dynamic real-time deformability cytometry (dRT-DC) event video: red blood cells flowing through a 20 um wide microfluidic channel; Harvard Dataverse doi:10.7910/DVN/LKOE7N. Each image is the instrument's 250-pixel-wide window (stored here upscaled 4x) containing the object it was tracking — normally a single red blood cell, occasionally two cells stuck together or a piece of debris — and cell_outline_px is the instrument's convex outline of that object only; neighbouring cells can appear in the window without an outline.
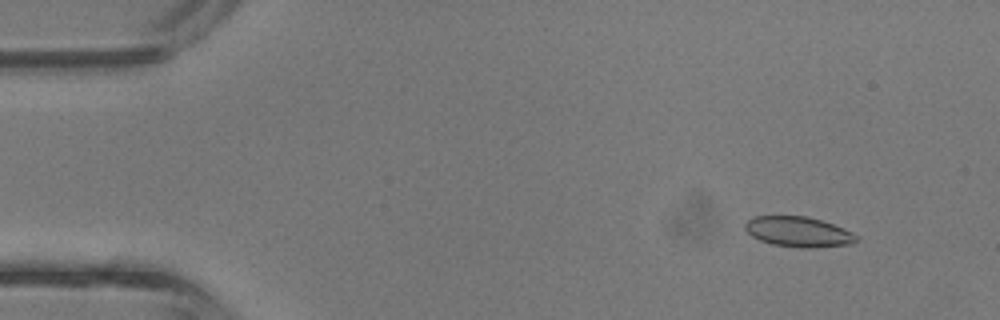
{"species": "common noctule bat (a hibernating species)", "species_latin": "Nyctalus noctula", "temperature_condition": "room temperature", "stored_images_in_passage": 3, "camera_frame_rate_fps": 3000, "um_per_image_px": 0.085, "animal": {"sex": "male", "body_mass_g": 13.3}, "frame": {"image": 1, "passage_image": 1, "time_ms": 0.0, "image_size_px": [1000, 320], "cell_outline_px": [[856, 240], [848, 244], [812, 248], [800, 248], [772, 244], [760, 240], [752, 236], [744, 228], [744, 224], [752, 216], [808, 216], [844, 228], [852, 232], [856, 236]], "centroid_in_image_um": [67.82, 19.7], "position_along_channel_um": 17.2, "area_um2": 19.48}}